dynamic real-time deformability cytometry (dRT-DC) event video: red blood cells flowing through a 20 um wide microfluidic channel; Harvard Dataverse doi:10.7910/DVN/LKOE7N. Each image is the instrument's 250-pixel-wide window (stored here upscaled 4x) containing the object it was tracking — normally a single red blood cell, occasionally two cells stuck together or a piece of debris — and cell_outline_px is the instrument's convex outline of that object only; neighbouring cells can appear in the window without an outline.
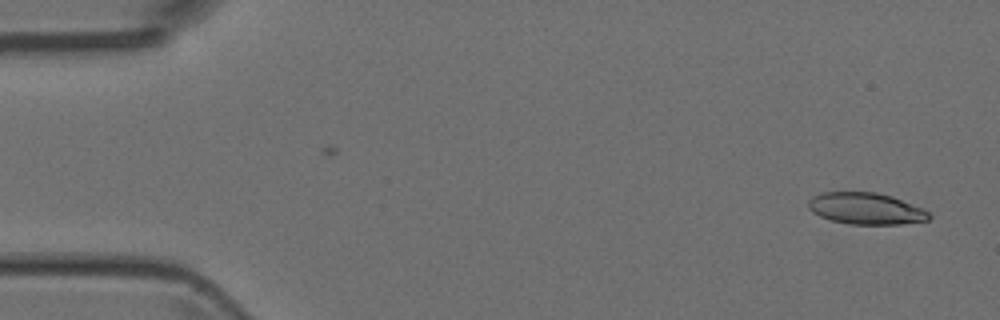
{"species": "Egyptian fruit bat (a non-hibernating species)", "species_latin": "Rousettus aegyptiacus", "temperature_condition": "room temperature", "stored_images_in_passage": 2, "camera_frame_rate_fps": 3000, "um_per_image_px": 0.085, "animal": {"sex": "female"}, "frame": {"image": 1, "passage_image": 2, "time_ms": 1.0, "image_size_px": [1000, 320], "cell_outline_px": [[932, 216], [928, 220], [900, 224], [848, 224], [832, 220], [820, 216], [812, 212], [808, 208], [808, 200], [812, 196], [820, 192], [876, 192], [892, 196], [924, 208]], "centroid_in_image_um": [73.6, 17.72], "position_along_channel_um": 11.4, "area_um2": 22.37}}